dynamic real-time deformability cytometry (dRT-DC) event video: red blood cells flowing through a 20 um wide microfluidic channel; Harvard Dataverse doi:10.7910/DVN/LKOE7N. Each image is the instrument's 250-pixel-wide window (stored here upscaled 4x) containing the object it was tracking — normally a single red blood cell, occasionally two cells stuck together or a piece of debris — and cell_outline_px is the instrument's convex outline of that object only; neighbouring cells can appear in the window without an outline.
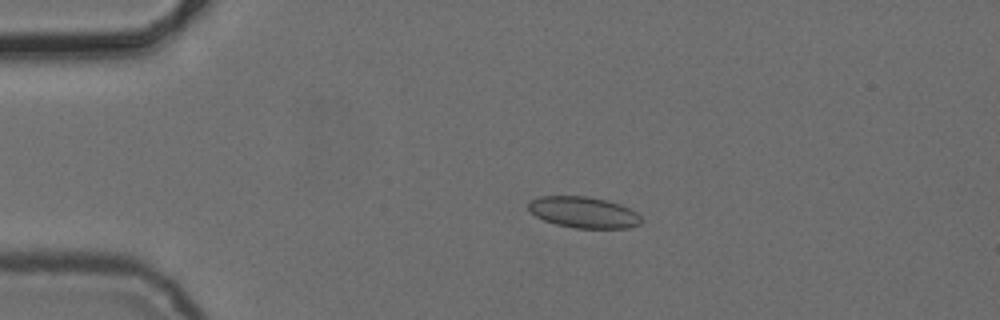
{"species": "common noctule bat (a hibernating species)", "species_latin": "Nyctalus noctula", "temperature_condition": "cold", "stored_images_in_passage": 5, "camera_frame_rate_fps": 3000, "um_per_image_px": 0.085, "animal": {"sex": "female", "body_mass_g": 24.6, "forearm_length_mm": 56.2}, "frame": {"image": 1, "passage_image": 4, "time_ms": 3.333, "image_size_px": [1000, 320], "cell_outline_px": [[644, 220], [640, 224], [628, 228], [576, 228], [556, 224], [544, 220], [536, 216], [528, 208], [528, 204], [532, 200], [540, 196], [588, 196], [608, 200], [620, 204], [636, 212]], "centroid_in_image_um": [49.64, 18.04], "position_along_channel_um": 35.4, "area_um2": 20.52}}